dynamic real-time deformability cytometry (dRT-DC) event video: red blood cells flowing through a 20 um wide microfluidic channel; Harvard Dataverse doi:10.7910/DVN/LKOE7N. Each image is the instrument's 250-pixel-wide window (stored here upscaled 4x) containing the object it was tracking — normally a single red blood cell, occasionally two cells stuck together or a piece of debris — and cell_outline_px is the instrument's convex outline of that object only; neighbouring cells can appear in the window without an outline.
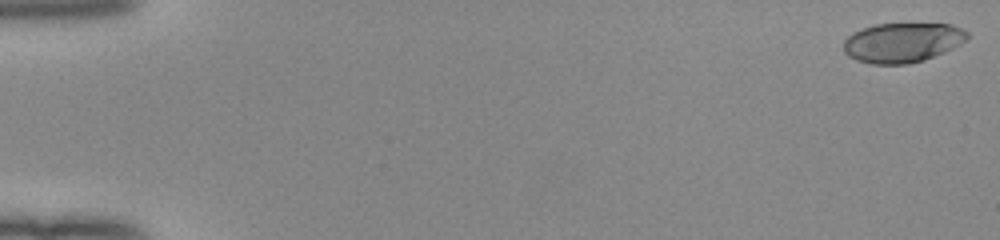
{"species": "human", "species_latin": "Homo sapiens", "temperature_condition": "room temperature", "stored_images_in_passage": 52, "camera_frame_rate_fps": 3000, "um_per_image_px": 0.085, "donor": {"sex": "female"}, "frame": {"image": 1, "passage_image": 1, "time_ms": 0.0, "image_size_px": [1000, 240], "cell_outline_px": [[968, 40], [944, 52], [924, 60], [908, 64], [872, 64], [856, 60], [848, 56], [844, 52], [844, 40], [852, 32], [860, 28], [876, 24], [952, 24], [964, 28], [968, 32]], "centroid_in_image_um": [76.71, 3.61], "position_along_channel_um": 8.3, "area_um2": 28.84}}
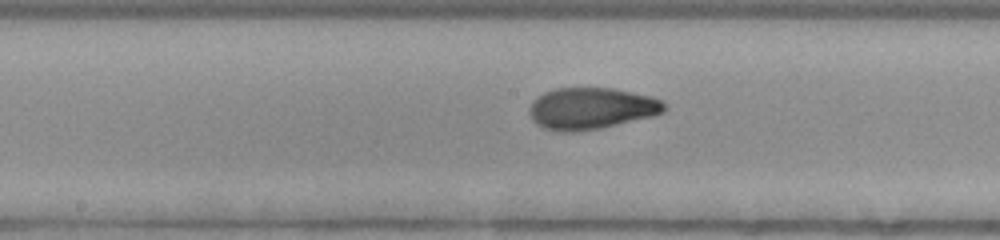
{"frame": {"image": 2, "passage_image": 28, "time_ms": 9.0, "image_size_px": [1000, 240], "cell_outline_px": [[668, 108], [664, 112], [656, 116], [600, 128], [576, 132], [560, 132], [544, 128], [536, 124], [532, 120], [528, 112], [528, 108], [532, 100], [544, 92], [556, 88], [612, 88], [652, 96], [668, 104]], "centroid_in_image_um": [50.27, 9.22], "position_along_channel_um": 197.9, "area_um2": 33.23}}
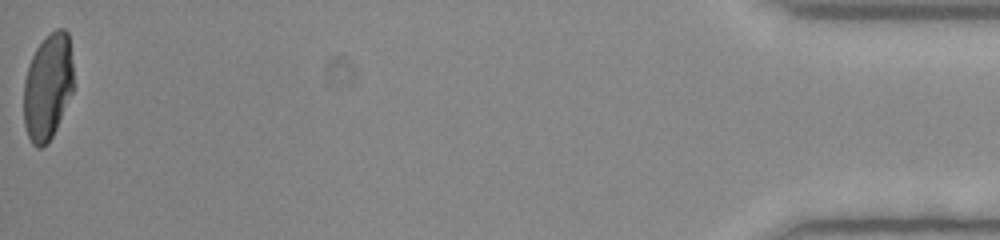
{"frame": {"image": 3, "passage_image": 52, "time_ms": 17.0, "image_size_px": [1000, 240], "cell_outline_px": [[72, 92], [56, 128], [52, 136], [40, 148], [36, 148], [32, 144], [28, 136], [24, 124], [24, 80], [28, 64], [36, 48], [44, 36], [56, 28], [64, 28], [68, 32], [72, 64]], "centroid_in_image_um": [4.04, 7.33], "position_along_channel_um": 431.2, "area_um2": 30.75}, "authors_computed_cell_mechanics": {"area_um2": 31.501, "velocity_mm_per_s": 4.0421, "shape_relaxation_time_tau1_ms": 5.5923, "shape_relaxation_time_tau2_ms": 0.7834, "deformation_change_tau1": 0.2203, "deformation_change_tau2": 0.0549}}